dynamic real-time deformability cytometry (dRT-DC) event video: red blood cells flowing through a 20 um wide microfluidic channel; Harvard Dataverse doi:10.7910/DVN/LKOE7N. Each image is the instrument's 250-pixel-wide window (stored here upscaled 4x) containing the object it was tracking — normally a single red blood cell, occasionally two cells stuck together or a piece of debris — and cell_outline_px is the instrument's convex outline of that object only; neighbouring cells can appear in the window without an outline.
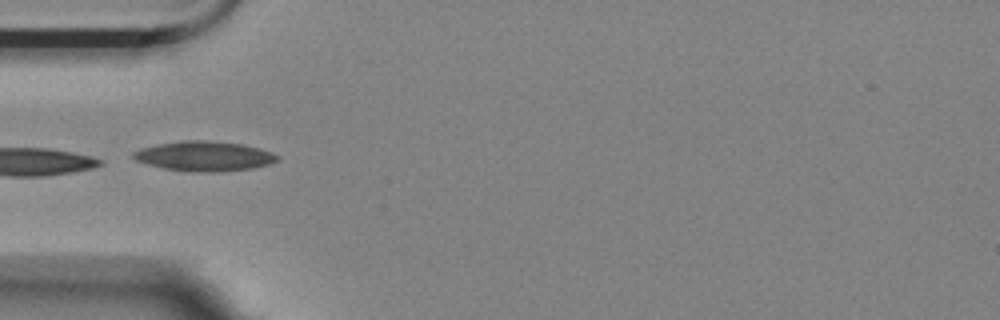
{"species": "Egyptian fruit bat (a non-hibernating species)", "species_latin": "Rousettus aegyptiacus", "temperature_condition": "room temperature", "stored_images_in_passage": 6, "camera_frame_rate_fps": 3000, "um_per_image_px": 0.085, "animal": {"sex": "female"}, "frame": {"image": 1, "passage_image": 5, "time_ms": 4.667, "image_size_px": [1000, 320], "cell_outline_px": [[280, 160], [268, 164], [252, 168], [212, 172], [200, 172], [164, 168], [148, 164], [136, 160], [132, 156], [132, 152], [140, 148], [156, 144], [180, 140], [208, 140], [240, 144], [260, 148], [272, 152], [280, 156]], "centroid_in_image_um": [17.36, 13.25], "position_along_channel_um": 67.6, "area_um2": 24.97}}
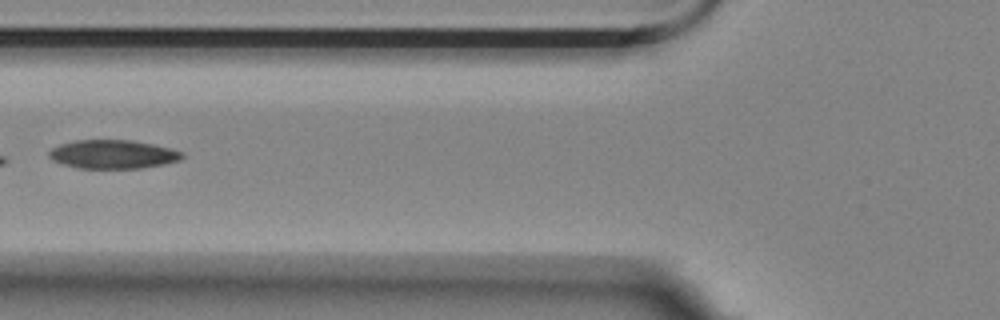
{"frame": {"image": 2, "passage_image": 6, "time_ms": 6.0, "image_size_px": [1000, 320], "cell_outline_px": [[184, 156], [180, 160], [164, 164], [140, 168], [80, 168], [64, 164], [52, 160], [48, 156], [48, 152], [52, 148], [60, 144], [76, 140], [132, 140], [152, 144], [184, 152]], "centroid_in_image_um": [9.59, 13.11], "position_along_channel_um": 116.2, "area_um2": 22.14}}